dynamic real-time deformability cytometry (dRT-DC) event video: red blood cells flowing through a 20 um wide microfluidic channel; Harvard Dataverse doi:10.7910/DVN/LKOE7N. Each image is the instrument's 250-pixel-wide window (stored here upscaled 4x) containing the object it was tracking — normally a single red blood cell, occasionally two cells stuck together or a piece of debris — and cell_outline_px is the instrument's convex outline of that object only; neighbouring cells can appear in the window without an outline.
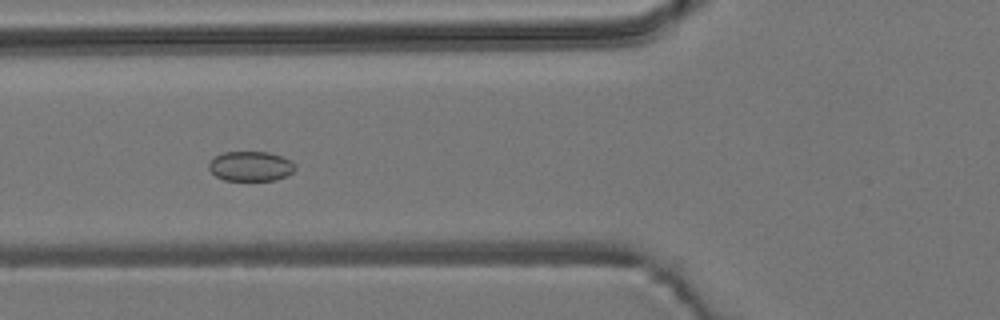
{"species": "common noctule bat (a hibernating species)", "species_latin": "Nyctalus noctula", "temperature_condition": "room temperature", "stored_images_in_passage": 44, "camera_frame_rate_fps": 3000, "um_per_image_px": 0.085, "animal": {"sex": "male", "body_mass_g": 19.2, "forearm_length_mm": 51.8}, "frame": {"image": 1, "passage_image": 10, "time_ms": 3.0, "image_size_px": [1000, 320], "cell_outline_px": [[296, 168], [288, 176], [276, 180], [224, 180], [216, 176], [208, 168], [208, 164], [216, 156], [224, 152], [268, 152], [292, 160], [296, 164]], "centroid_in_image_um": [21.34, 14.13], "position_along_channel_um": 104.5, "area_um2": 15.03}}
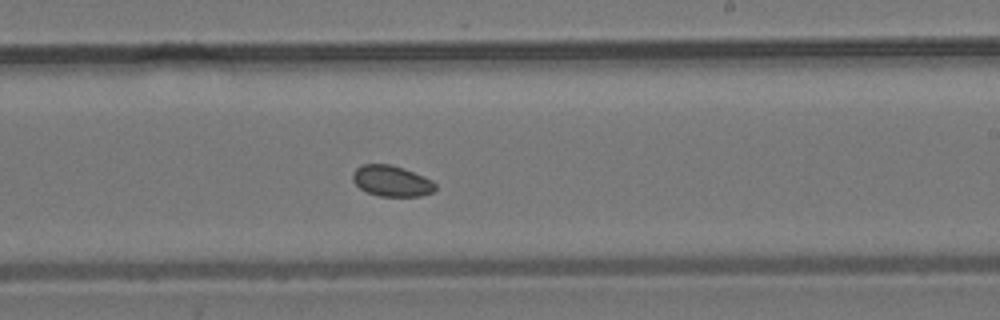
{"frame": {"image": 2, "passage_image": 22, "time_ms": 7.0, "image_size_px": [1000, 320], "cell_outline_px": [[436, 188], [432, 192], [420, 196], [380, 196], [368, 192], [360, 188], [352, 180], [352, 172], [356, 168], [364, 164], [392, 164], [404, 168], [424, 176], [432, 180], [436, 184]], "centroid_in_image_um": [33.29, 15.37], "position_along_channel_um": 255.7, "area_um2": 14.91}}
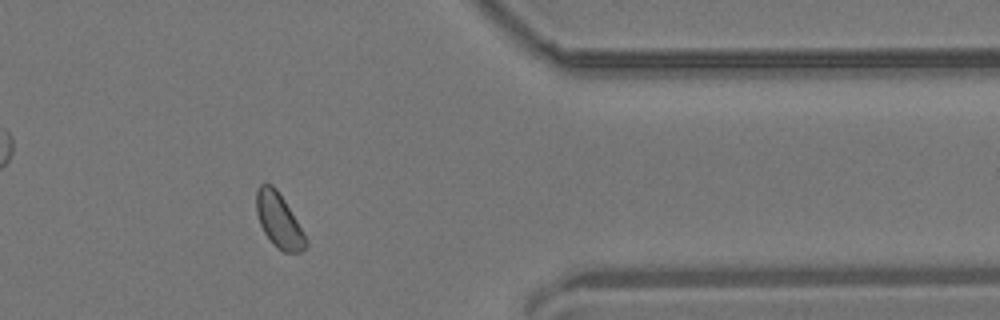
{"frame": {"image": 3, "passage_image": 34, "time_ms": 11.0, "image_size_px": [1000, 320], "cell_outline_px": [[308, 244], [300, 252], [284, 252], [264, 232], [260, 224], [256, 212], [256, 192], [260, 184], [272, 184], [276, 188], [284, 200], [308, 240]], "centroid_in_image_um": [23.7, 18.71], "position_along_channel_um": 387.7, "area_um2": 15.2}}